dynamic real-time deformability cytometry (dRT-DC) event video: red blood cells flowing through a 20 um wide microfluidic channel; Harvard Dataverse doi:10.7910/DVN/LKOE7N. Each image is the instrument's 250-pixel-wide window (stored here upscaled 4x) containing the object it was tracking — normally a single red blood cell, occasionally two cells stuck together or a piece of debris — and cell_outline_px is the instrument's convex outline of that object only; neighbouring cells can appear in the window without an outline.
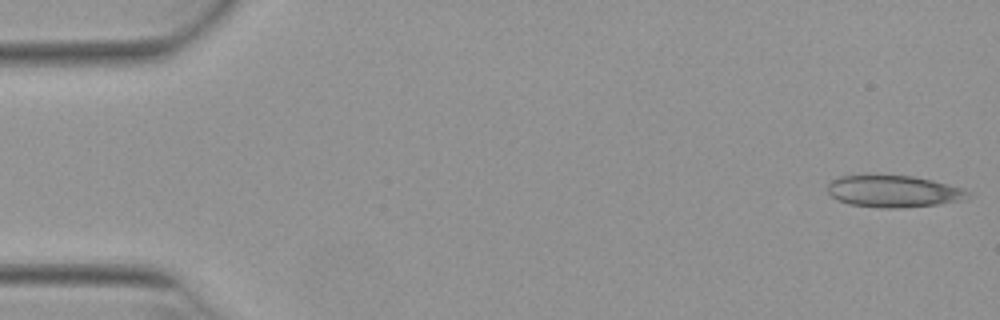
{"species": "Egyptian fruit bat (a non-hibernating species)", "species_latin": "Rousettus aegyptiacus", "temperature_condition": "warm", "stored_images_in_passage": 51, "camera_frame_rate_fps": 3000, "um_per_image_px": 0.085, "animal": {"sex": "female"}, "frame": {"image": 1, "passage_image": 1, "time_ms": 0.0, "image_size_px": [1000, 320], "cell_outline_px": [[972, 196], [968, 200], [940, 204], [896, 208], [880, 208], [848, 204], [836, 200], [828, 192], [828, 184], [832, 180], [840, 176], [864, 172], [872, 172], [912, 176], [932, 180], [964, 188], [972, 192]], "centroid_in_image_um": [75.96, 16.22], "position_along_channel_um": 9.0, "area_um2": 27.4}}
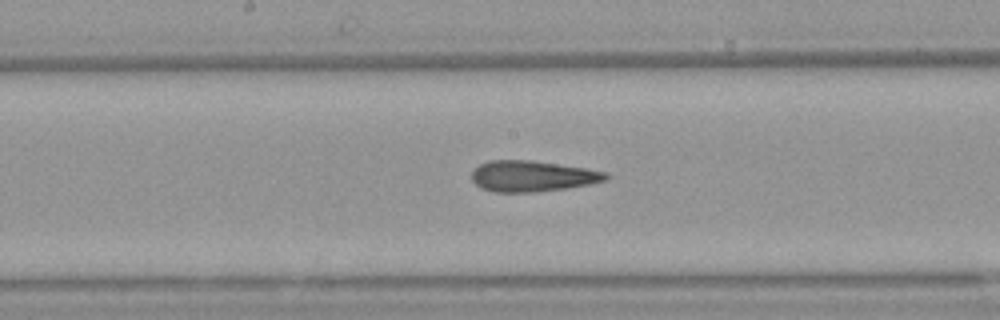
{"frame": {"image": 2, "passage_image": 26, "time_ms": 8.333, "image_size_px": [1000, 320], "cell_outline_px": [[612, 176], [608, 180], [592, 184], [568, 188], [532, 192], [492, 192], [480, 188], [472, 180], [472, 172], [480, 164], [488, 160], [532, 160], [588, 168], [608, 172]], "centroid_in_image_um": [45.31, 14.97], "position_along_channel_um": 202.9, "area_um2": 24.57}}
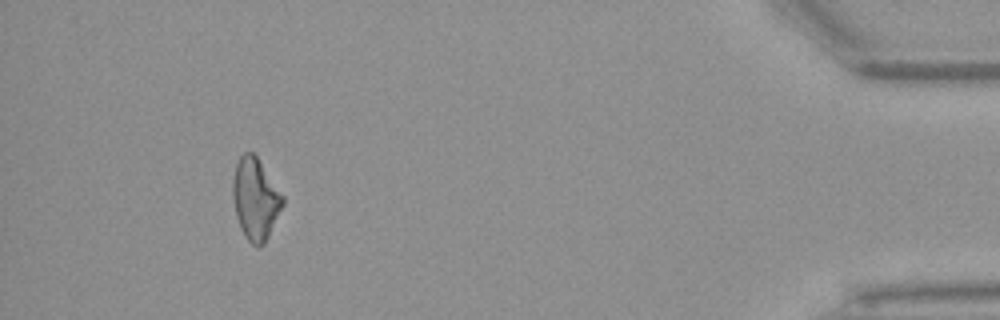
{"frame": {"image": 3, "passage_image": 47, "time_ms": 15.333, "image_size_px": [1000, 320], "cell_outline_px": [[284, 204], [264, 244], [252, 244], [244, 236], [240, 228], [236, 216], [232, 196], [232, 180], [236, 164], [240, 156], [244, 152], [252, 152], [256, 156], [284, 196]], "centroid_in_image_um": [21.69, 16.89], "position_along_channel_um": 413.5, "area_um2": 23.58}, "authors_computed_cell_mechanics": {"area_um2": 24.4494, "velocity_mm_per_s": 3.9572, "shape_relaxation_time_tau1_ms": null, "shape_relaxation_time_tau2_ms": 4.2945, "deformation_change_tau1": null, "deformation_change_tau2": 0.1403}}